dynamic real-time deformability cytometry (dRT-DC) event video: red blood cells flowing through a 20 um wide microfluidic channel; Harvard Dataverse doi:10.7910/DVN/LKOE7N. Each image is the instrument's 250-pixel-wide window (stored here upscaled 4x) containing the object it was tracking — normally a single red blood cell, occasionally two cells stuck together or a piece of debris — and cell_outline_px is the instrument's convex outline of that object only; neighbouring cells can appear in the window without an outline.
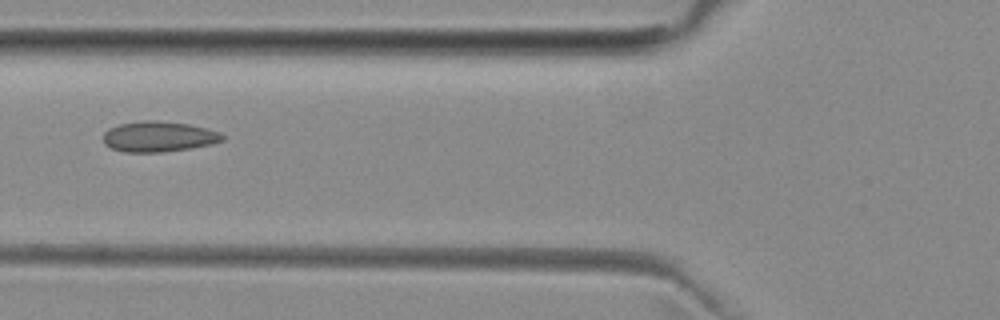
{"species": "common noctule bat (a hibernating species)", "species_latin": "Nyctalus noctula", "temperature_condition": "room temperature", "stored_images_in_passage": 3, "camera_frame_rate_fps": 3000, "um_per_image_px": 0.085, "animal": {"sex": "female", "body_mass_g": 29.2, "forearm_length_mm": 56.3}, "frame": {"image": 1, "passage_image": 2, "time_ms": 2.0, "image_size_px": [1000, 320], "cell_outline_px": [[224, 140], [192, 148], [160, 152], [124, 152], [112, 148], [104, 144], [104, 132], [108, 128], [120, 124], [140, 120], [156, 120], [188, 124], [220, 132], [224, 136]], "centroid_in_image_um": [13.45, 11.6], "position_along_channel_um": 112.3, "area_um2": 21.1}}
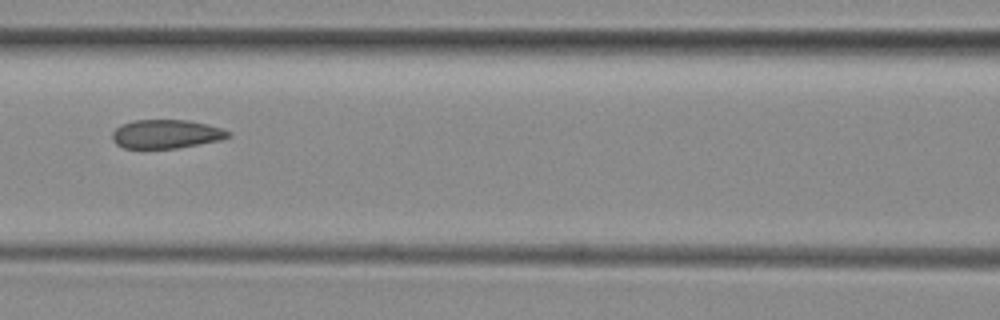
{"frame": {"image": 2, "passage_image": 3, "time_ms": 3.0, "image_size_px": [1000, 320], "cell_outline_px": [[232, 136], [220, 140], [176, 148], [124, 148], [116, 144], [112, 140], [112, 132], [120, 124], [136, 120], [188, 120], [208, 124], [232, 132]], "centroid_in_image_um": [14.12, 11.39], "position_along_channel_um": 152.5, "area_um2": 19.48}}